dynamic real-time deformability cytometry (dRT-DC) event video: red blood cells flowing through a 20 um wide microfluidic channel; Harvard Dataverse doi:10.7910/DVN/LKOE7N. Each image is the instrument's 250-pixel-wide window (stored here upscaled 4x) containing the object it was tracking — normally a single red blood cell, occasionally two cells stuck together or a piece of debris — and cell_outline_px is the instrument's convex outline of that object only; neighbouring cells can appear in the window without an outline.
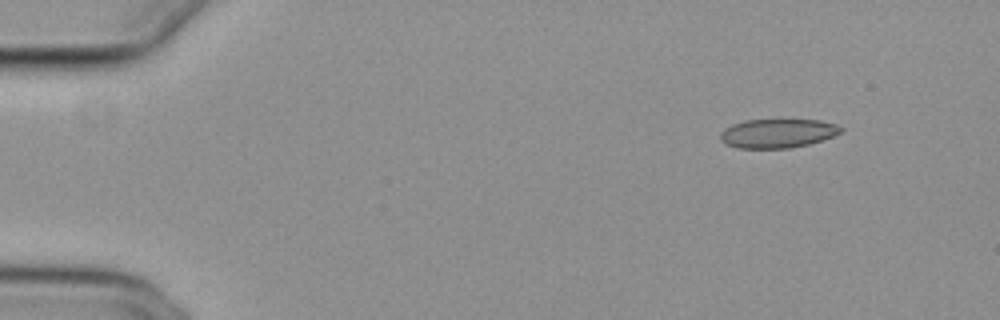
{"species": "common noctule bat (a hibernating species)", "species_latin": "Nyctalus noctula", "temperature_condition": "cold", "stored_images_in_passage": 49, "camera_frame_rate_fps": 3000, "um_per_image_px": 0.085, "animal": {"sex": "female", "body_mass_g": 29.2, "forearm_length_mm": 56.3}, "frame": {"image": 1, "passage_image": 1, "time_ms": 0.0, "image_size_px": [1000, 320], "cell_outline_px": [[844, 128], [840, 132], [832, 136], [808, 144], [788, 148], [736, 148], [720, 140], [720, 132], [724, 128], [732, 124], [744, 120], [820, 120], [836, 124]], "centroid_in_image_um": [66.06, 11.33], "position_along_channel_um": 18.9, "area_um2": 20.23}}
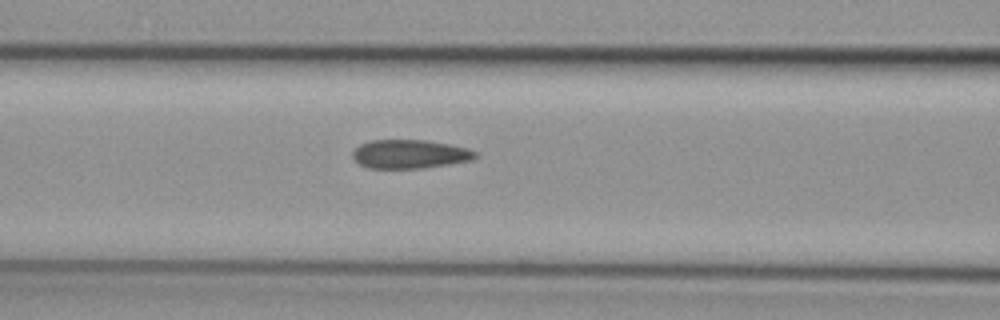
{"frame": {"image": 2, "passage_image": 18, "time_ms": 5.667, "image_size_px": [1000, 320], "cell_outline_px": [[476, 156], [472, 160], [448, 164], [420, 168], [368, 168], [360, 164], [352, 156], [352, 152], [360, 144], [368, 140], [428, 140], [468, 148], [476, 152]], "centroid_in_image_um": [34.81, 13.09], "position_along_channel_um": 131.8, "area_um2": 20.46}}
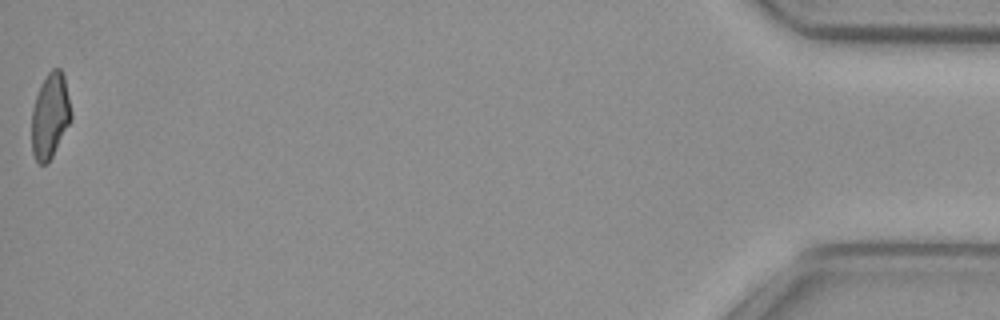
{"frame": {"image": 3, "passage_image": 49, "time_ms": 16.0, "image_size_px": [1000, 320], "cell_outline_px": [[72, 120], [48, 164], [40, 164], [36, 160], [32, 152], [32, 108], [40, 84], [48, 72], [52, 68], [60, 68], [64, 76], [72, 112]], "centroid_in_image_um": [4.27, 9.84], "position_along_channel_um": 430.9, "area_um2": 19.77}, "authors_computed_cell_mechanics": {"area_um2": 21.3282, "velocity_mm_per_s": 3.848, "shape_relaxation_time_tau1_ms": null, "shape_relaxation_time_tau2_ms": 1.9693, "deformation_change_tau1": null, "deformation_change_tau2": 0.0785}}